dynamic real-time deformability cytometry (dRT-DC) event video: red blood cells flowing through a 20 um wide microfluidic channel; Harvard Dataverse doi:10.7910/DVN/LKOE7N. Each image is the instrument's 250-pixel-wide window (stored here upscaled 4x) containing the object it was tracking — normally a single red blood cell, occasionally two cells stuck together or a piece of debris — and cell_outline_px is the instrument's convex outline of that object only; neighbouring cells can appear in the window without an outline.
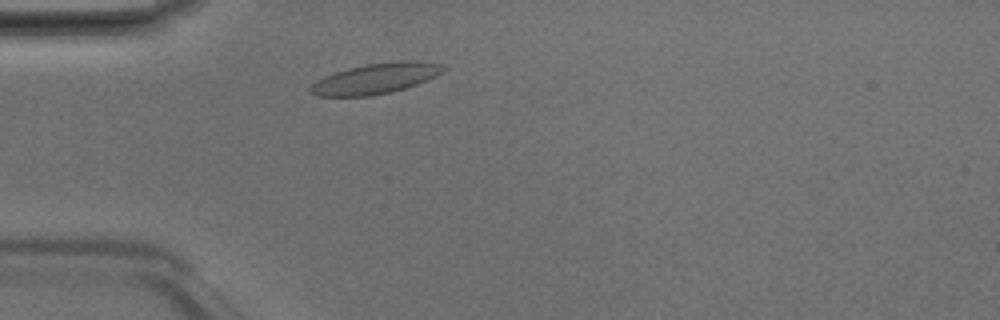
{"species": "Egyptian fruit bat (a non-hibernating species)", "species_latin": "Rousettus aegyptiacus", "temperature_condition": "room temperature", "stored_images_in_passage": 41, "camera_frame_rate_fps": 3000, "um_per_image_px": 0.085, "animal": {"sex": "male"}, "frame": {"image": 1, "passage_image": 6, "time_ms": 1.667, "image_size_px": [1000, 320], "cell_outline_px": [[448, 68], [436, 76], [416, 84], [392, 92], [372, 96], [320, 96], [312, 92], [308, 88], [316, 80], [324, 76], [348, 68], [368, 64], [400, 60], [404, 60], [440, 64]], "centroid_in_image_um": [31.92, 6.68], "position_along_channel_um": 53.1, "area_um2": 23.35}}
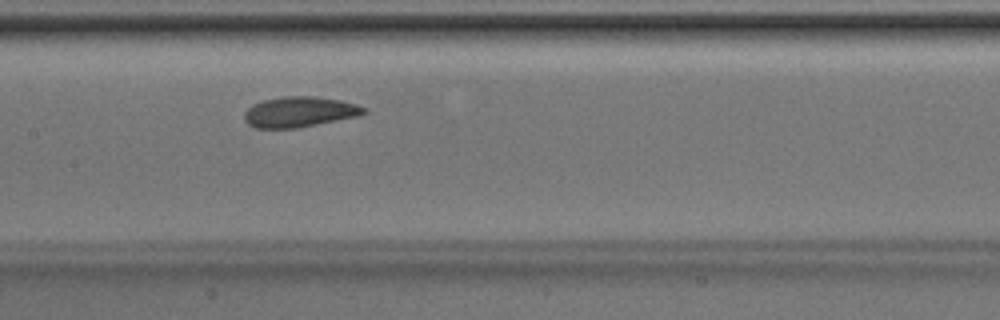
{"frame": {"image": 2, "passage_image": 16, "time_ms": 5.0, "image_size_px": [1000, 320], "cell_outline_px": [[368, 112], [360, 116], [296, 128], [256, 128], [248, 124], [244, 120], [244, 112], [252, 104], [264, 100], [284, 96], [312, 96], [340, 100], [356, 104], [368, 108]], "centroid_in_image_um": [25.48, 9.51], "position_along_channel_um": 181.9, "area_um2": 21.33}}
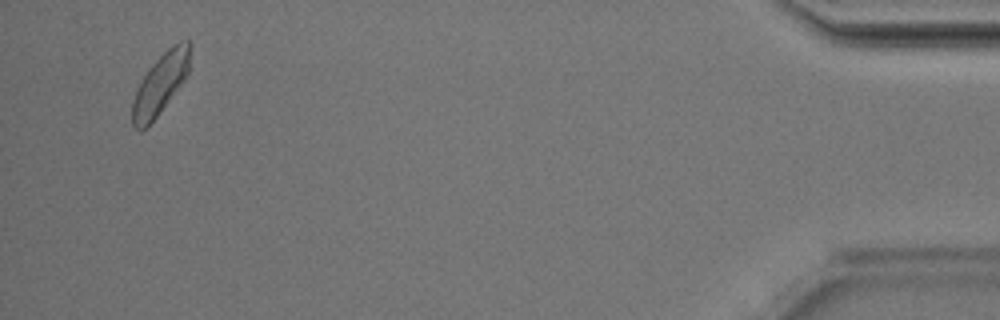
{"frame": {"image": 3, "passage_image": 39, "time_ms": 12.667, "image_size_px": [1000, 320], "cell_outline_px": [[188, 72], [184, 80], [156, 116], [140, 132], [132, 124], [132, 104], [140, 80], [152, 64], [172, 44], [180, 40], [188, 40]], "centroid_in_image_um": [13.6, 7.13], "position_along_channel_um": 421.6, "area_um2": 19.65}, "authors_computed_cell_mechanics": {"area_um2": 20.808, "velocity_mm_per_s": 4.152, "shape_relaxation_time_tau1_ms": 2.8942, "shape_relaxation_time_tau2_ms": 7.1921, "deformation_change_tau1": 0.0807, "deformation_change_tau2": 0.0742}}